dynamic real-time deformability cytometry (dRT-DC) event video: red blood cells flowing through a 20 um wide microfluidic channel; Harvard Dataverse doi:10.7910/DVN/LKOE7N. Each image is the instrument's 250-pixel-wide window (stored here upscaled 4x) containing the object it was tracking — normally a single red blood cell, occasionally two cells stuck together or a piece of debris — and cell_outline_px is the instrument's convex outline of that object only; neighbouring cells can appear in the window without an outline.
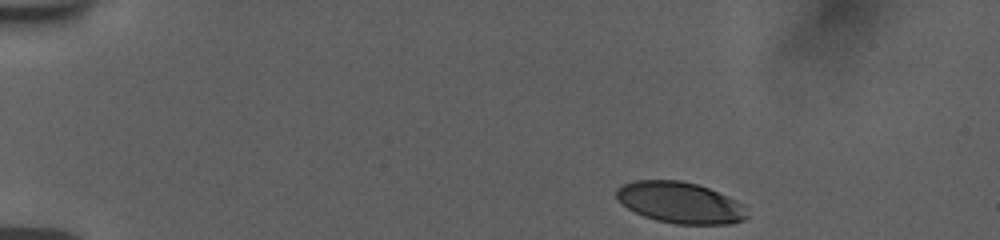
{"species": "human", "species_latin": "Homo sapiens", "temperature_condition": "room temperature", "stored_images_in_passage": 35, "camera_frame_rate_fps": 3000, "um_per_image_px": 0.085, "donor": {"sex": "female"}, "frame": {"image": 1, "passage_image": 1, "time_ms": 0.0, "image_size_px": [1000, 240], "cell_outline_px": [[748, 216], [744, 220], [732, 224], [676, 224], [656, 220], [644, 216], [620, 204], [616, 200], [616, 188], [632, 180], [680, 180], [696, 184], [708, 188], [728, 196], [744, 204]], "centroid_in_image_um": [57.8, 17.22], "position_along_channel_um": 27.2, "area_um2": 31.62}}
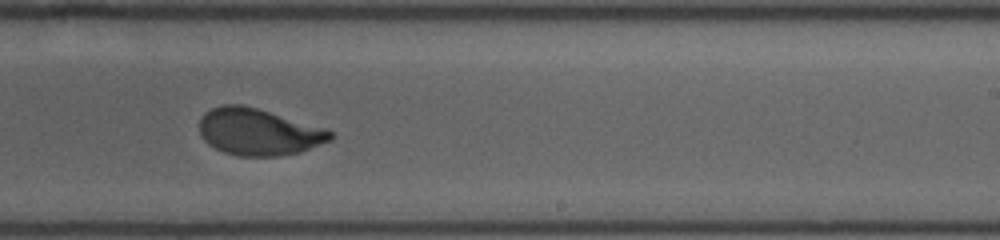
{"frame": {"image": 2, "passage_image": 19, "time_ms": 9.0, "image_size_px": [1000, 240], "cell_outline_px": [[336, 136], [332, 140], [300, 152], [276, 156], [236, 156], [224, 152], [208, 144], [200, 136], [200, 120], [204, 112], [212, 108], [224, 104], [240, 104], [256, 108], [324, 128], [332, 132]], "centroid_in_image_um": [21.96, 11.22], "position_along_channel_um": 267.0, "area_um2": 35.55}}
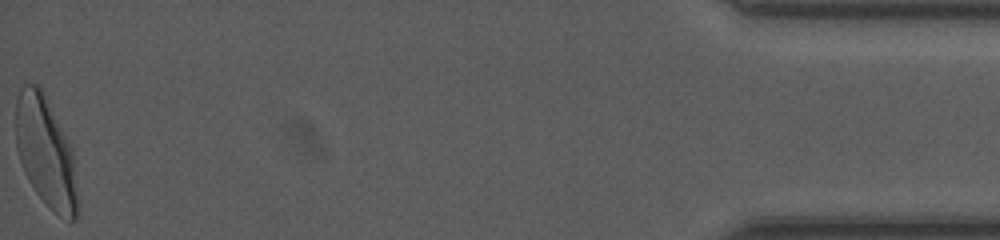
{"frame": {"image": 3, "passage_image": 35, "time_ms": 15.667, "image_size_px": [1000, 240], "cell_outline_px": [[76, 220], [68, 220], [52, 212], [36, 192], [28, 180], [24, 172], [16, 148], [16, 100], [20, 88], [24, 84], [40, 84], [72, 152], [76, 200]], "centroid_in_image_um": [3.82, 12.91], "position_along_channel_um": 431.4, "area_um2": 38.84}, "authors_computed_cell_mechanics": {"area_um2": 35.547, "velocity_mm_per_s": 3.7337, "shape_relaxation_time_tau1_ms": 3.6544, "shape_relaxation_time_tau2_ms": 0.7951, "deformation_change_tau1": 0.1587, "deformation_change_tau2": 0.0605}}